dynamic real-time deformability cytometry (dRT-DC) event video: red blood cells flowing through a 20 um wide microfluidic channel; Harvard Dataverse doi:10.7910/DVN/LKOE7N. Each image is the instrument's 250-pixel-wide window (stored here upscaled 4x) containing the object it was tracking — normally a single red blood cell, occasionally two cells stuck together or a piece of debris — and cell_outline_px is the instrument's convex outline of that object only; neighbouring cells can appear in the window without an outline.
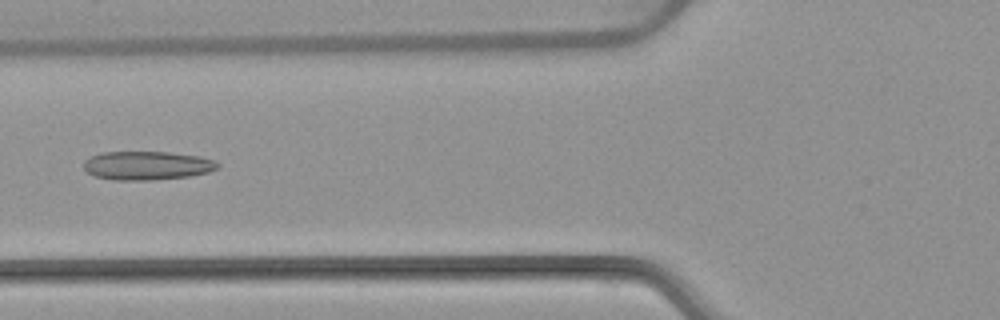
{"species": "common noctule bat (a hibernating species)", "species_latin": "Nyctalus noctula", "temperature_condition": "warm", "stored_images_in_passage": 5, "camera_frame_rate_fps": 3000, "um_per_image_px": 0.085, "animal": {"sex": "female", "body_mass_g": 22.7, "forearm_length_mm": 54.2}, "frame": {"image": 1, "passage_image": 5, "time_ms": 5.667, "image_size_px": [1000, 320], "cell_outline_px": [[220, 168], [208, 172], [188, 176], [152, 180], [112, 180], [96, 176], [88, 172], [84, 168], [84, 160], [100, 152], [168, 152], [200, 156], [216, 160], [220, 164]], "centroid_in_image_um": [12.53, 14.07], "position_along_channel_um": 113.3, "area_um2": 22.48}}